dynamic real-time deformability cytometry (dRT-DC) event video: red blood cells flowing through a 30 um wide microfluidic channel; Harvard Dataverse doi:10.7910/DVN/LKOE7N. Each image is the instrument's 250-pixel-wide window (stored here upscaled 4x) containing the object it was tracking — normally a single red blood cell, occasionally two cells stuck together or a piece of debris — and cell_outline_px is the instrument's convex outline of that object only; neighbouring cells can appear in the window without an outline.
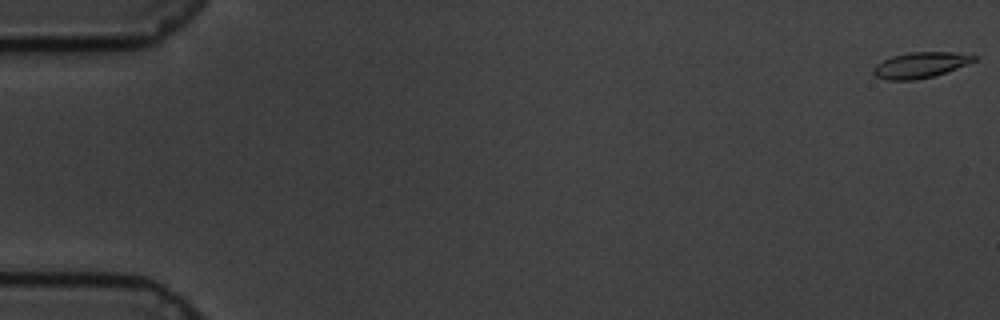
{"species": "common noctule bat (a hibernating species)", "species_latin": "Nyctalus noctula", "temperature_condition": "cold", "stored_images_in_passage": 61, "camera_frame_rate_fps": 3000, "um_per_image_px": 0.085, "animal": {"sex": "male", "body_mass_g": 19.5, "forearm_length_mm": 54.6}, "frame": {"image": 1, "passage_image": 1, "time_ms": 0.0, "image_size_px": [1000, 320], "cell_outline_px": [[976, 60], [968, 64], [932, 76], [916, 80], [888, 80], [876, 76], [872, 72], [872, 68], [876, 64], [892, 56], [908, 52], [952, 52], [976, 56]], "centroid_in_image_um": [78.19, 5.52], "position_along_channel_um": 6.8, "area_um2": 14.91}}
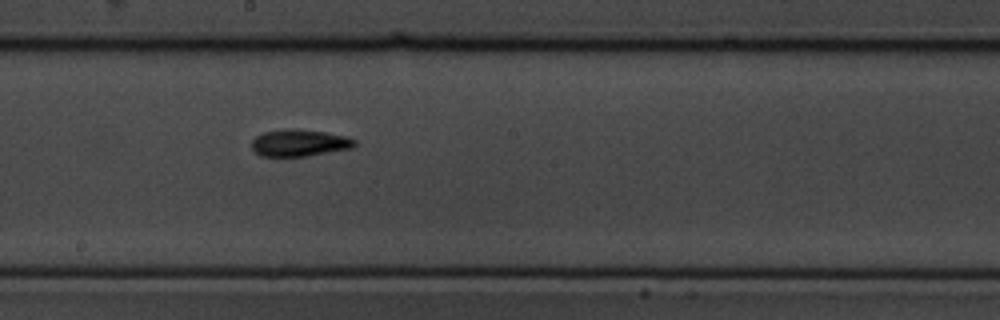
{"frame": {"image": 2, "passage_image": 34, "time_ms": 11.0, "image_size_px": [1000, 320], "cell_outline_px": [[356, 144], [352, 148], [308, 156], [260, 156], [252, 148], [252, 140], [256, 136], [264, 132], [284, 128], [296, 128], [324, 132], [348, 136], [356, 140]], "centroid_in_image_um": [25.46, 12.13], "position_along_channel_um": 222.7, "area_um2": 16.3}}
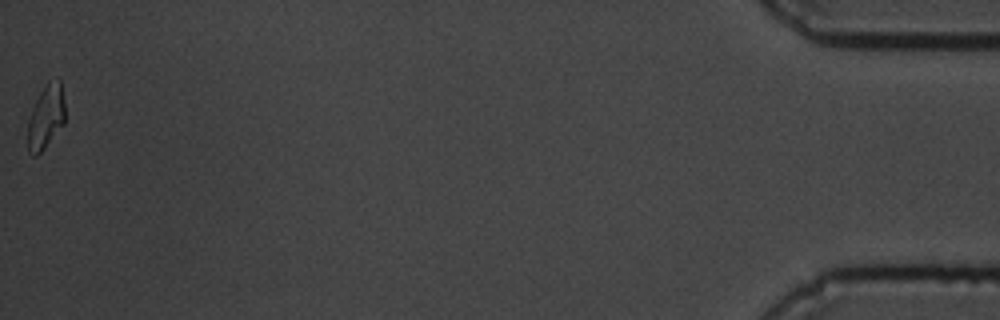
{"frame": {"image": 3, "passage_image": 61, "time_ms": 20.0, "image_size_px": [1000, 320], "cell_outline_px": [[64, 124], [44, 148], [36, 156], [32, 156], [28, 152], [28, 120], [32, 108], [40, 92], [48, 80], [60, 80], [64, 100]], "centroid_in_image_um": [3.89, 9.94], "position_along_channel_um": 431.3, "area_um2": 13.81}, "authors_computed_cell_mechanics": {"area_um2": 15.0858, "velocity_mm_per_s": 3.3547, "shape_relaxation_time_tau1_ms": 3.7355, "shape_relaxation_time_tau2_ms": 4.4055, "deformation_change_tau1": 0.164, "deformation_change_tau2": 0.1036}}